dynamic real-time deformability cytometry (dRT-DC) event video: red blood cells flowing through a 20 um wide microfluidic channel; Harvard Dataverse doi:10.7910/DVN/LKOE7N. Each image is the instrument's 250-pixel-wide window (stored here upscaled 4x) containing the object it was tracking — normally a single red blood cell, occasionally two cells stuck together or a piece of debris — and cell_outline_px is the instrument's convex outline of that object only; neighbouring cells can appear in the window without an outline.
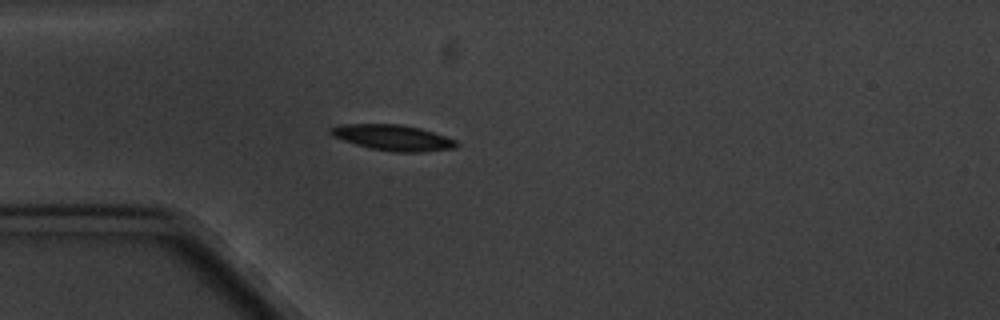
{"species": "common noctule bat (a hibernating species)", "species_latin": "Nyctalus noctula", "temperature_condition": "cold", "stored_images_in_passage": 5, "camera_frame_rate_fps": 3000, "um_per_image_px": 0.085, "animal": {"sex": "male", "body_mass_g": 20.1, "forearm_length_mm": 53.5}, "frame": {"image": 1, "passage_image": 4, "time_ms": 3.333, "image_size_px": [1000, 320], "cell_outline_px": [[460, 144], [456, 148], [420, 152], [392, 152], [368, 148], [332, 136], [328, 132], [328, 128], [344, 124], [400, 124], [420, 128], [456, 140]], "centroid_in_image_um": [33.39, 11.7], "position_along_channel_um": 51.6, "area_um2": 18.9}}